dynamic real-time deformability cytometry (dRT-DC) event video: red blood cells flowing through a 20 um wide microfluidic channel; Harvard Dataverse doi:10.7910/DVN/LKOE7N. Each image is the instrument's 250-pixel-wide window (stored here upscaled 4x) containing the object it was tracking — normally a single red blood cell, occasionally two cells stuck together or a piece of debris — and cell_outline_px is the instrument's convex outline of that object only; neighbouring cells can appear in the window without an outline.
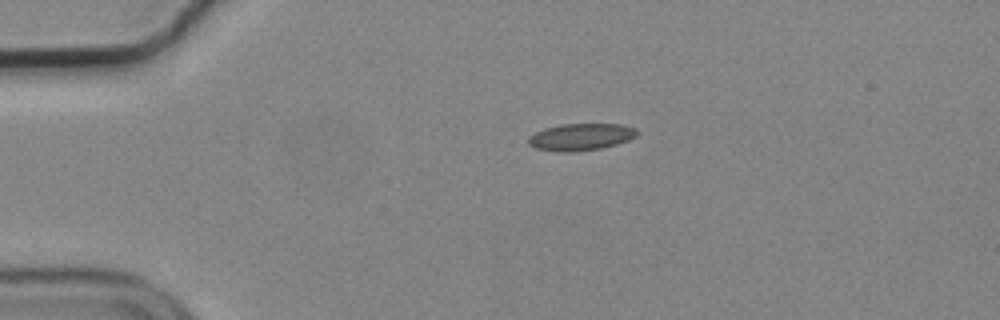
{"species": "common noctule bat (a hibernating species)", "species_latin": "Nyctalus noctula", "temperature_condition": "cold", "stored_images_in_passage": 44, "camera_frame_rate_fps": 3000, "um_per_image_px": 0.085, "animal": {"sex": "male", "body_mass_g": 19.2, "forearm_length_mm": 51.8}, "frame": {"image": 1, "passage_image": 1, "time_ms": 0.0, "image_size_px": [1000, 320], "cell_outline_px": [[640, 132], [636, 136], [628, 140], [616, 144], [600, 148], [564, 152], [560, 152], [536, 148], [528, 144], [528, 136], [544, 128], [560, 124], [624, 124], [636, 128]], "centroid_in_image_um": [49.38, 11.62], "position_along_channel_um": 35.6, "area_um2": 17.05}}
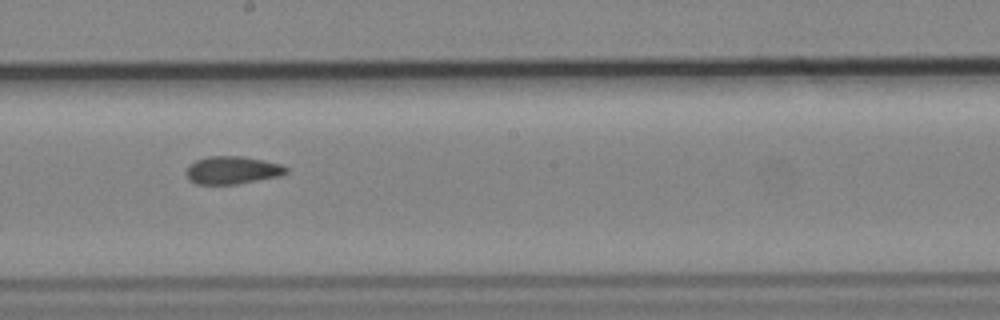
{"frame": {"image": 2, "passage_image": 20, "time_ms": 6.333, "image_size_px": [1000, 320], "cell_outline_px": [[288, 172], [280, 176], [236, 184], [196, 184], [188, 180], [188, 168], [196, 160], [208, 156], [244, 156], [264, 160], [280, 164], [288, 168]], "centroid_in_image_um": [19.78, 14.46], "position_along_channel_um": 228.4, "area_um2": 16.07}}
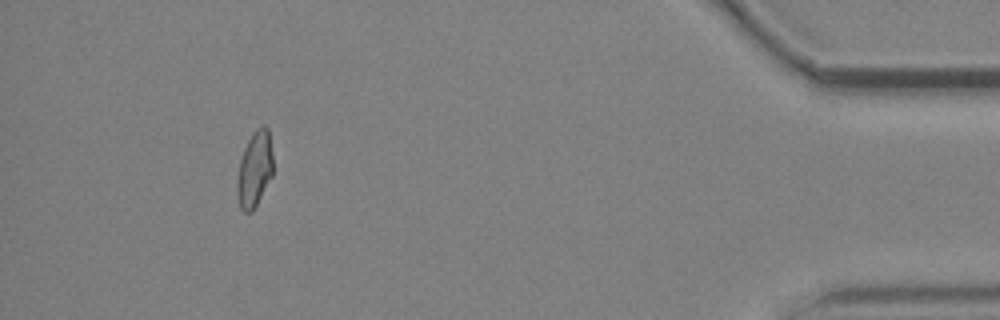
{"frame": {"image": 3, "passage_image": 40, "time_ms": 13.0, "image_size_px": [1000, 320], "cell_outline_px": [[272, 176], [252, 212], [244, 212], [240, 208], [236, 192], [236, 184], [240, 160], [244, 148], [252, 132], [260, 124], [264, 124], [268, 128], [272, 152]], "centroid_in_image_um": [21.63, 14.36], "position_along_channel_um": 413.6, "area_um2": 15.95}, "authors_computed_cell_mechanics": {"area_um2": 16.2996, "velocity_mm_per_s": 3.7161, "shape_relaxation_time_tau1_ms": null, "shape_relaxation_time_tau2_ms": 2.3066, "deformation_change_tau1": null, "deformation_change_tau2": 0.093}}